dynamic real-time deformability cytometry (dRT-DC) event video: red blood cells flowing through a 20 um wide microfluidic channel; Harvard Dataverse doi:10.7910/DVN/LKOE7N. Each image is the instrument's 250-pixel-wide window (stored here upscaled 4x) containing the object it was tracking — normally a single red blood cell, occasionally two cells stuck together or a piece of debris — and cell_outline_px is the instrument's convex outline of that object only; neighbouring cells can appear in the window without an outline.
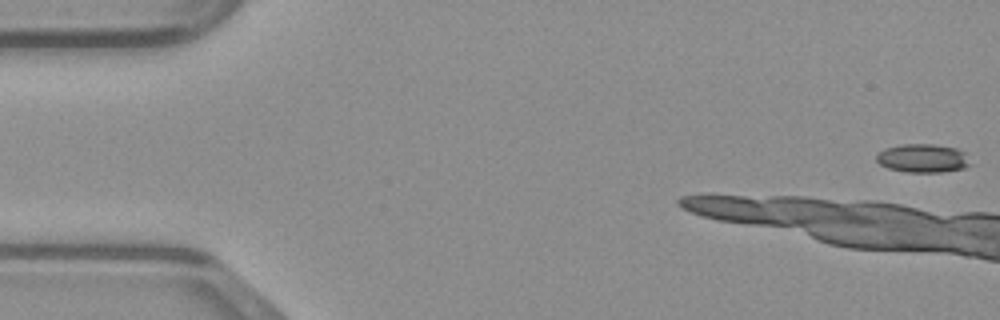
{"species": "common noctule bat (a hibernating species)", "species_latin": "Nyctalus noctula", "temperature_condition": "warm", "stored_images_in_passage": 12, "camera_frame_rate_fps": 3000, "um_per_image_px": 0.085, "animal": {"sex": "male", "body_mass_g": 23.1, "forearm_length_mm": 52.7}, "frame": {"image": 1, "passage_image": 1, "time_ms": 0.0, "image_size_px": [1000, 320], "cell_outline_px": [[972, 164], [964, 168], [940, 172], [904, 172], [888, 168], [880, 164], [876, 160], [876, 156], [884, 148], [900, 144], [936, 144], [956, 148], [964, 152]], "centroid_in_image_um": [78.43, 13.44], "position_along_channel_um": 6.6, "area_um2": 15.72}}
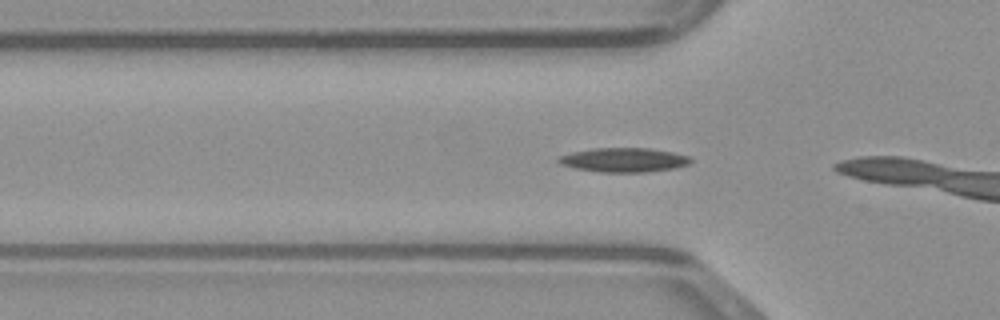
{"frame": {"image": 2, "passage_image": 10, "time_ms": 3.0, "image_size_px": [1000, 320], "cell_outline_px": [[692, 164], [672, 168], [644, 172], [600, 172], [576, 168], [560, 164], [556, 160], [560, 156], [572, 152], [592, 148], [648, 148], [672, 152], [688, 156], [692, 160]], "centroid_in_image_um": [53.02, 13.59], "position_along_channel_um": 72.8, "area_um2": 18.55}}